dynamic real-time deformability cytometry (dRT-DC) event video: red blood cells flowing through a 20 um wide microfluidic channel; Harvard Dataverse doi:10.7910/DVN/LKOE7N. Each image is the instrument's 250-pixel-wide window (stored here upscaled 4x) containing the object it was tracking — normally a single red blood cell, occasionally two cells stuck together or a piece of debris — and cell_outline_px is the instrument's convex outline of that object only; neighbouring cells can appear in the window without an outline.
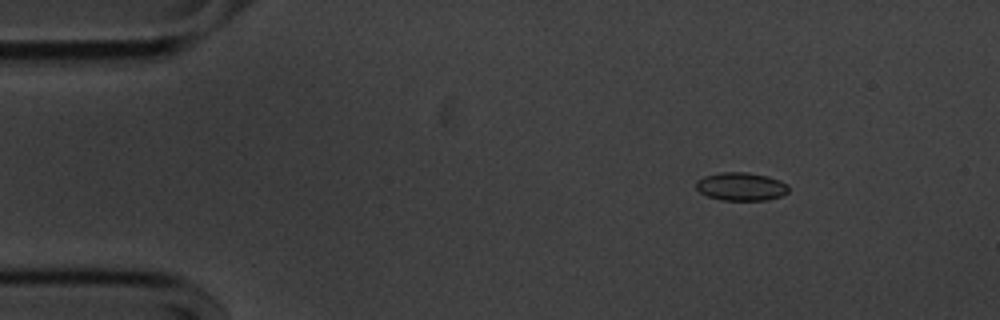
{"species": "common noctule bat (a hibernating species)", "species_latin": "Nyctalus noctula", "temperature_condition": "cold", "stored_images_in_passage": 51, "camera_frame_rate_fps": 3000, "um_per_image_px": 0.085, "animal": {"sex": "male", "body_mass_g": 20.1, "forearm_length_mm": 53.5}, "frame": {"image": 1, "passage_image": 3, "time_ms": 0.667, "image_size_px": [1000, 320], "cell_outline_px": [[788, 192], [780, 196], [768, 200], [720, 200], [708, 196], [700, 192], [696, 188], [696, 180], [704, 176], [720, 172], [748, 172], [768, 176], [780, 180], [788, 184]], "centroid_in_image_um": [62.99, 15.85], "position_along_channel_um": 22.0, "area_um2": 15.32}}
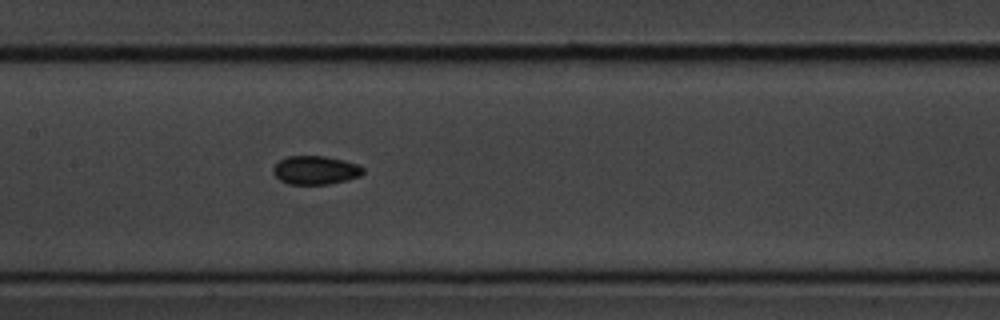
{"frame": {"image": 2, "passage_image": 22, "time_ms": 7.0, "image_size_px": [1000, 320], "cell_outline_px": [[364, 172], [360, 176], [348, 180], [328, 184], [288, 184], [280, 180], [272, 172], [272, 168], [280, 160], [288, 156], [324, 156], [344, 160], [356, 164], [364, 168]], "centroid_in_image_um": [26.81, 14.46], "position_along_channel_um": 180.6, "area_um2": 14.97}}
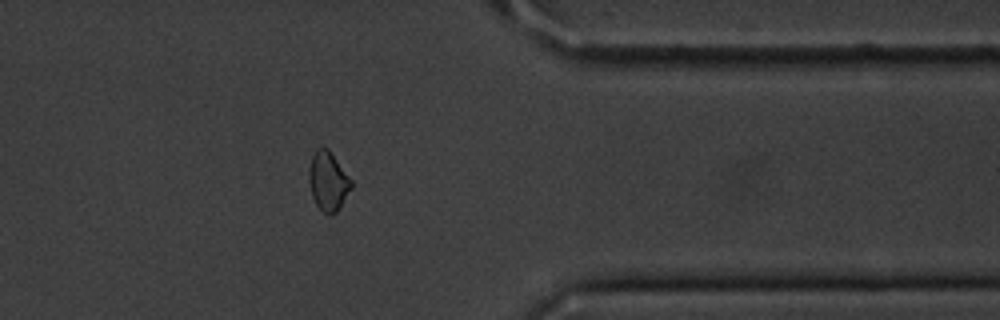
{"frame": {"image": 3, "passage_image": 40, "time_ms": 13.0, "image_size_px": [1000, 320], "cell_outline_px": [[352, 188], [336, 212], [328, 216], [316, 204], [312, 196], [308, 180], [308, 168], [312, 156], [316, 148], [328, 148], [352, 180]], "centroid_in_image_um": [27.88, 15.39], "position_along_channel_um": 383.5, "area_um2": 14.57}, "authors_computed_cell_mechanics": {"area_um2": 15.0858, "velocity_mm_per_s": 3.6064, "shape_relaxation_time_tau1_ms": 2.8918, "shape_relaxation_time_tau2_ms": 3.8991, "deformation_change_tau1": 0.079, "deformation_change_tau2": 0.0705}}